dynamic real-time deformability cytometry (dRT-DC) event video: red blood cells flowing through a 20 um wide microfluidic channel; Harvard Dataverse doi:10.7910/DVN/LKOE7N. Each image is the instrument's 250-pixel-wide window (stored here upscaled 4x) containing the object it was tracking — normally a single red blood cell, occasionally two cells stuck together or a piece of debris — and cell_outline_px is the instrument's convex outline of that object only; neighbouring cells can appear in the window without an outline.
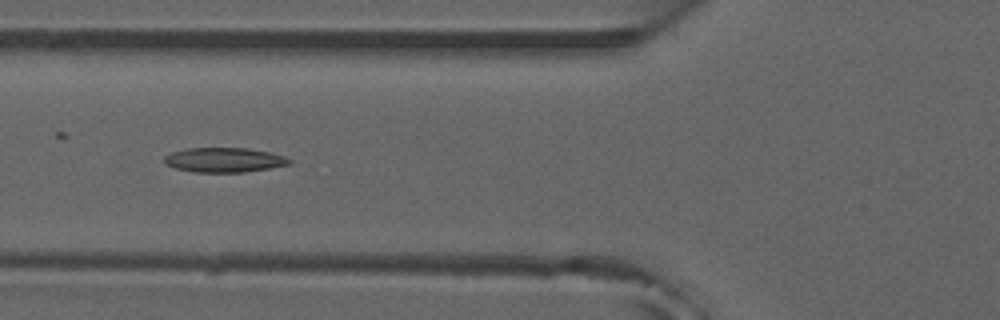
{"species": "common noctule bat (a hibernating species)", "species_latin": "Nyctalus noctula", "temperature_condition": "room temperature", "stored_images_in_passage": 38, "camera_frame_rate_fps": 3000, "um_per_image_px": 0.085, "animal": {"sex": "male", "forearm_length_mm": 52.5}, "frame": {"image": 1, "passage_image": 6, "time_ms": 1.667, "image_size_px": [1000, 320], "cell_outline_px": [[292, 164], [244, 172], [192, 172], [176, 168], [164, 164], [164, 156], [172, 152], [184, 148], [248, 148], [268, 152], [284, 156], [292, 160]], "centroid_in_image_um": [19.03, 13.59], "position_along_channel_um": 106.8, "area_um2": 17.98}}